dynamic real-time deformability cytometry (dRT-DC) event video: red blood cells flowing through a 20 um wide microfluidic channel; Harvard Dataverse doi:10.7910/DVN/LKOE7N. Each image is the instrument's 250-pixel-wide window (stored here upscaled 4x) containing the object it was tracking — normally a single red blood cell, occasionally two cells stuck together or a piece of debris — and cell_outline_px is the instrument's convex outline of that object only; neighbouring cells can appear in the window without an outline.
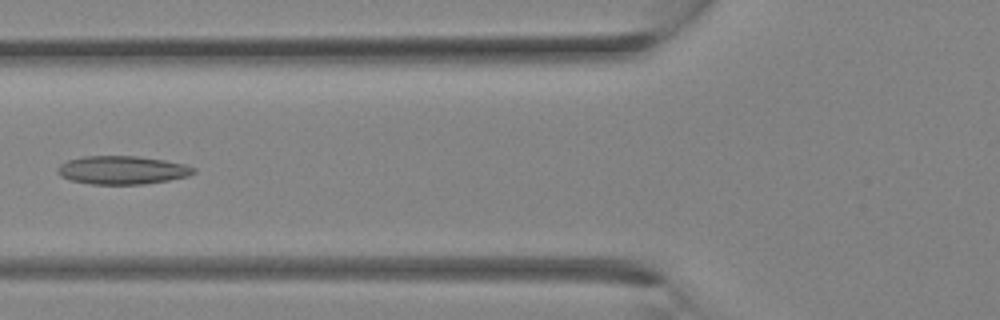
{"species": "Egyptian fruit bat (a non-hibernating species)", "species_latin": "Rousettus aegyptiacus", "temperature_condition": "room temperature", "stored_images_in_passage": 17, "camera_frame_rate_fps": 3000, "um_per_image_px": 0.085, "animal": {"sex": "female"}, "frame": {"image": 1, "passage_image": 12, "time_ms": 3.667, "image_size_px": [1000, 320], "cell_outline_px": [[196, 172], [188, 176], [168, 180], [144, 184], [92, 184], [72, 180], [60, 176], [60, 164], [68, 160], [84, 156], [136, 156], [164, 160], [184, 164], [196, 168]], "centroid_in_image_um": [10.43, 14.45], "position_along_channel_um": 115.4, "area_um2": 22.2}}
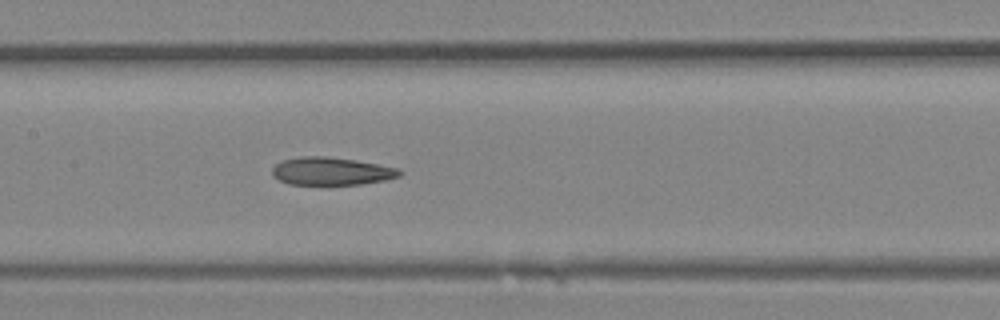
{"frame": {"image": 2, "passage_image": 15, "time_ms": 4.667, "image_size_px": [1000, 320], "cell_outline_px": [[404, 172], [400, 176], [388, 180], [360, 184], [288, 184], [272, 176], [272, 168], [280, 160], [300, 156], [324, 156], [356, 160], [380, 164], [400, 168]], "centroid_in_image_um": [28.2, 14.54], "position_along_channel_um": 179.2, "area_um2": 20.92}}
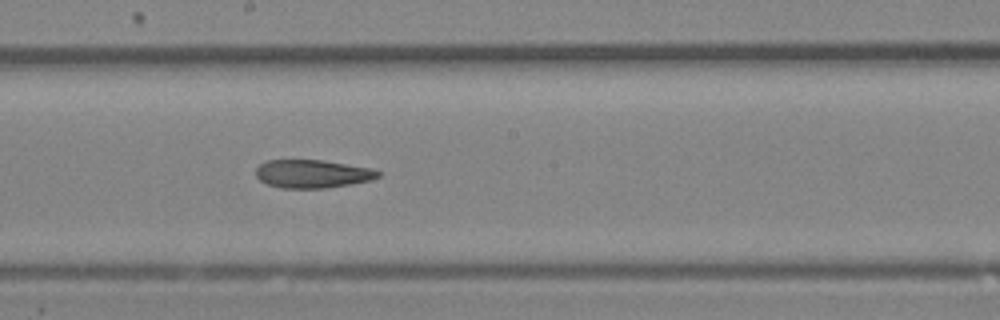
{"frame": {"image": 3, "passage_image": 17, "time_ms": 5.333, "image_size_px": [1000, 320], "cell_outline_px": [[380, 176], [372, 180], [352, 184], [324, 188], [284, 188], [268, 184], [260, 180], [256, 176], [256, 168], [260, 164], [268, 160], [320, 160], [368, 168], [380, 172]], "centroid_in_image_um": [26.54, 14.78], "position_along_channel_um": 221.7, "area_um2": 19.83}}